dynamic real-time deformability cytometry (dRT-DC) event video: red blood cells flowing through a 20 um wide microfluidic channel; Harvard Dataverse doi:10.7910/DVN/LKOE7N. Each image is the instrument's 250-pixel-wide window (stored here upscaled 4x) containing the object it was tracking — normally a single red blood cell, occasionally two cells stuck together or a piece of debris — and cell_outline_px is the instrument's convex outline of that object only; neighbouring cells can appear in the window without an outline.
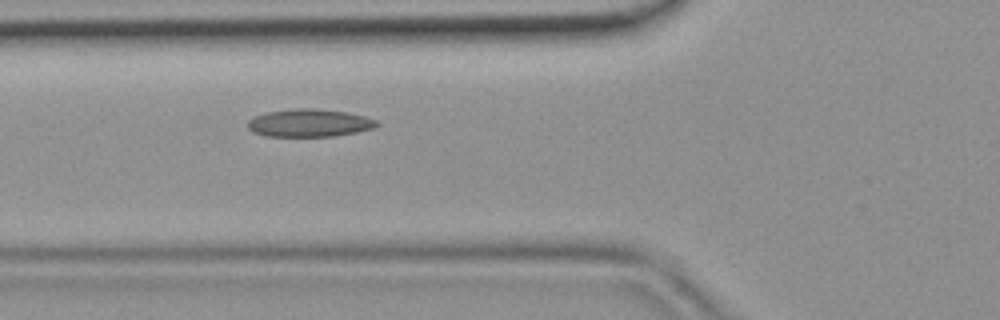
{"species": "common noctule bat (a hibernating species)", "species_latin": "Nyctalus noctula", "temperature_condition": "room temperature", "stored_images_in_passage": 4, "camera_frame_rate_fps": 3000, "um_per_image_px": 0.085, "animal": {"sex": "female", "body_mass_g": 19.9}, "frame": {"image": 1, "passage_image": 4, "time_ms": 1.0, "image_size_px": [1000, 320], "cell_outline_px": [[380, 124], [372, 128], [356, 132], [336, 136], [264, 136], [252, 132], [248, 128], [248, 120], [256, 116], [268, 112], [296, 108], [316, 108], [348, 112], [364, 116], [376, 120]], "centroid_in_image_um": [26.29, 10.45], "position_along_channel_um": 99.5, "area_um2": 20.87}}